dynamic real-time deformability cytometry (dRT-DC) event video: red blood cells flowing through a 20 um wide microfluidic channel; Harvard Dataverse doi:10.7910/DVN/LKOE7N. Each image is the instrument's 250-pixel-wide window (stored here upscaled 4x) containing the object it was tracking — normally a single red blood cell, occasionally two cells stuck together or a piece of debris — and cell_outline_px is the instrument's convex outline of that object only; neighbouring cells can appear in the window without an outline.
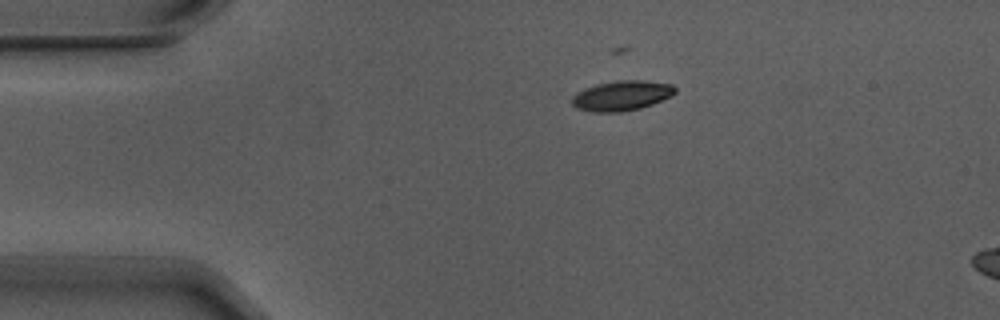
{"species": "Egyptian fruit bat (a non-hibernating species)", "species_latin": "Rousettus aegyptiacus", "temperature_condition": "warm", "stored_images_in_passage": 4, "camera_frame_rate_fps": 3000, "um_per_image_px": 0.085, "animal": {"sex": "male"}, "frame": {"image": 1, "passage_image": 2, "time_ms": 0.333, "image_size_px": [1000, 320], "cell_outline_px": [[676, 92], [672, 96], [652, 104], [640, 108], [620, 112], [592, 112], [576, 108], [572, 104], [572, 96], [576, 92], [584, 88], [596, 84], [616, 80], [644, 80], [672, 84], [676, 88]], "centroid_in_image_um": [52.83, 8.12], "position_along_channel_um": 32.2, "area_um2": 18.21}}